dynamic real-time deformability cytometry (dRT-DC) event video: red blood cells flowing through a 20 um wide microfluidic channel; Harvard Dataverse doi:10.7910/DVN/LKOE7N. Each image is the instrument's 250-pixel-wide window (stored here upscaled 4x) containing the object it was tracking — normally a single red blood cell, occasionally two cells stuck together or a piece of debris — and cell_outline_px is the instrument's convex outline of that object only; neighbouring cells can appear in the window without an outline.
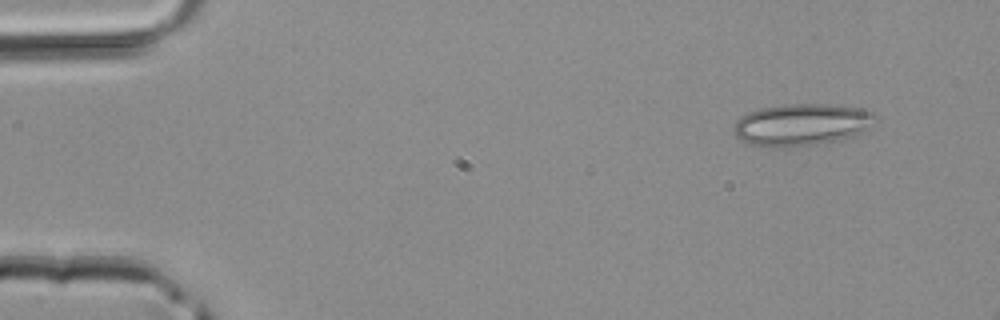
{"species": "common noctule bat (a hibernating species)", "species_latin": "Nyctalus noctula", "temperature_condition": "room temperature", "stored_images_in_passage": 3, "camera_frame_rate_fps": 3000, "um_per_image_px": 0.085, "animal": {"sex": "male", "body_mass_g": 20.4}, "frame": {"image": 1, "passage_image": 1, "time_ms": 0.0, "image_size_px": [1000, 320], "cell_outline_px": [[876, 116], [868, 128], [856, 136], [840, 140], [816, 144], [788, 148], [772, 148], [752, 144], [740, 140], [732, 132], [732, 124], [740, 116], [748, 112], [760, 108], [788, 104], [824, 104], [860, 108], [872, 112]], "centroid_in_image_um": [68.08, 10.61], "position_along_channel_um": 16.9, "area_um2": 35.03}}